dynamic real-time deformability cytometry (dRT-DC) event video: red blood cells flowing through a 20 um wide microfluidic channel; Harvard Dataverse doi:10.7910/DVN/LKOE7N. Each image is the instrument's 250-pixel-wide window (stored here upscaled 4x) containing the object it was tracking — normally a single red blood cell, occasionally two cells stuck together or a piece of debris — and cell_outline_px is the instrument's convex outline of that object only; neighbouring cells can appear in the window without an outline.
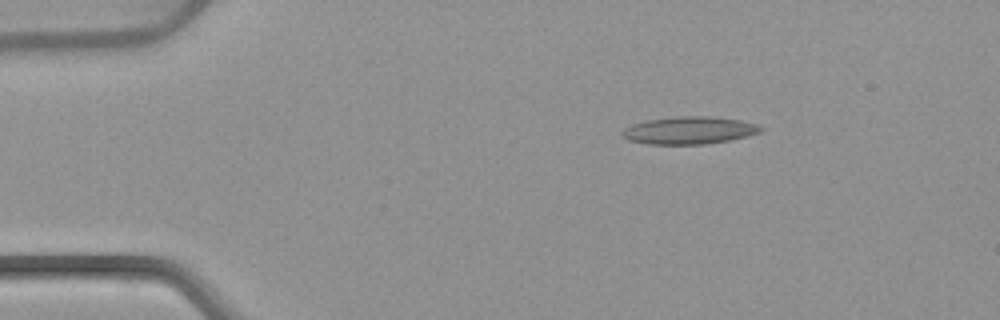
{"species": "common noctule bat (a hibernating species)", "species_latin": "Nyctalus noctula", "temperature_condition": "warm", "stored_images_in_passage": 45, "camera_frame_rate_fps": 3000, "um_per_image_px": 0.085, "animal": {"sex": "female", "body_mass_g": 22.7, "forearm_length_mm": 54.2}, "frame": {"image": 1, "passage_image": 1, "time_ms": 0.0, "image_size_px": [1000, 320], "cell_outline_px": [[764, 128], [760, 132], [748, 136], [728, 140], [704, 144], [648, 144], [628, 140], [620, 136], [620, 132], [624, 128], [632, 124], [648, 120], [680, 116], [712, 116], [740, 120], [760, 124]], "centroid_in_image_um": [58.58, 11.08], "position_along_channel_um": 26.4, "area_um2": 22.31}}
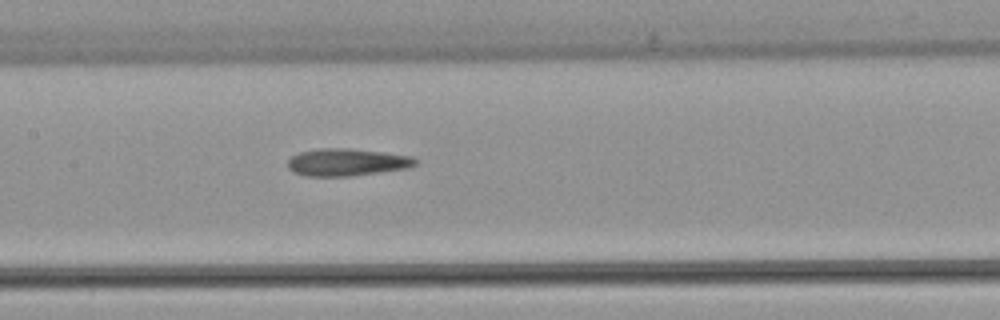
{"frame": {"image": 2, "passage_image": 18, "time_ms": 5.667, "image_size_px": [1000, 320], "cell_outline_px": [[420, 164], [412, 168], [352, 176], [304, 176], [292, 172], [288, 168], [288, 160], [292, 156], [300, 152], [316, 148], [348, 148], [412, 156]], "centroid_in_image_um": [29.51, 13.8], "position_along_channel_um": 177.9, "area_um2": 20.63}}
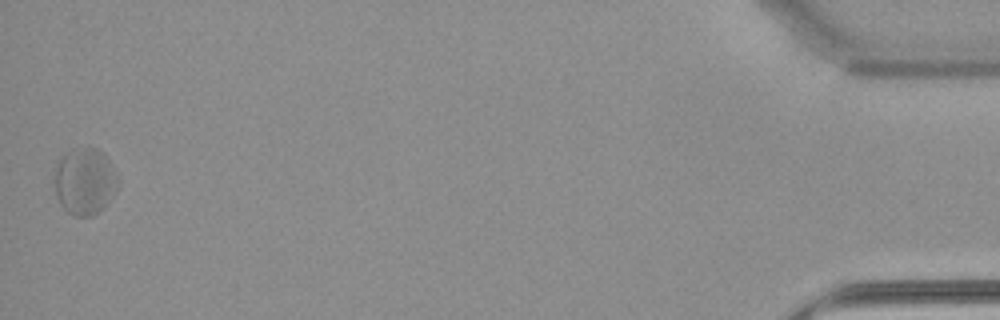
{"frame": {"image": 3, "passage_image": 45, "time_ms": 14.667, "image_size_px": [1000, 320], "cell_outline_px": [[120, 184], [116, 192], [104, 208], [92, 216], [72, 216], [60, 204], [56, 196], [52, 180], [56, 160], [72, 148], [96, 148], [104, 152], [112, 164], [120, 180]], "centroid_in_image_um": [7.2, 15.4], "position_along_channel_um": 428.0, "area_um2": 25.66}, "authors_computed_cell_mechanics": {"area_um2": 21.2704, "velocity_mm_per_s": 3.8347, "shape_relaxation_time_tau1_ms": null, "shape_relaxation_time_tau2_ms": 3.2986, "deformation_change_tau1": null, "deformation_change_tau2": 0.1196}}